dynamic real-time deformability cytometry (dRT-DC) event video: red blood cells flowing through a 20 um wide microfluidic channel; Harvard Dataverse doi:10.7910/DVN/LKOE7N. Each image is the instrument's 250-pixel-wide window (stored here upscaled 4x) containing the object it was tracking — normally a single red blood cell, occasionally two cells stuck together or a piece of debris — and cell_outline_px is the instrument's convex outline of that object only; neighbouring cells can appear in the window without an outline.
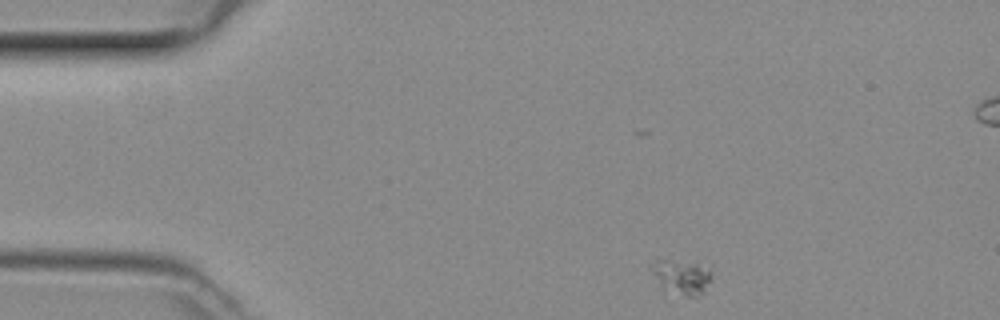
{"species": "common noctule bat (a hibernating species)", "species_latin": "Nyctalus noctula", "temperature_condition": "room temperature", "stored_images_in_passage": 44, "camera_frame_rate_fps": 3000, "um_per_image_px": 0.085, "animal": {"sex": "female", "body_mass_g": 29.2, "forearm_length_mm": 56.3}, "frame": {"image": 1, "passage_image": 1, "time_ms": 0.0, "image_size_px": [1000, 320], "cell_outline_px": [[712, 280], [704, 292], [696, 296], [684, 296], [660, 288], [648, 268], [656, 260], [668, 260], [696, 264], [708, 268], [712, 272]], "centroid_in_image_um": [57.9, 23.56], "position_along_channel_um": 27.1, "area_um2": 12.25}}
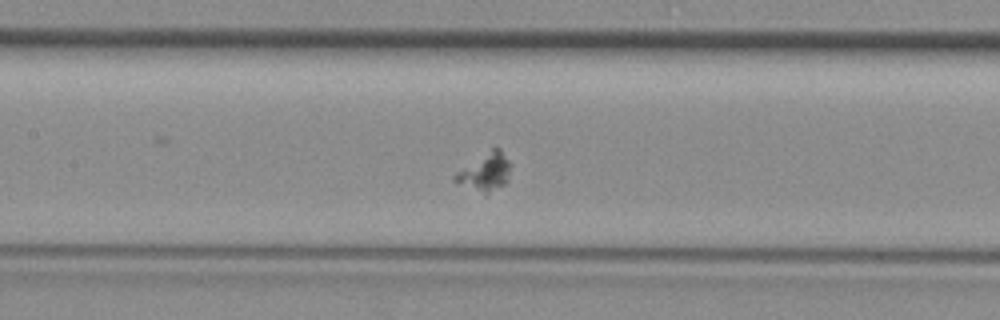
{"frame": {"image": 2, "passage_image": 16, "time_ms": 5.0, "image_size_px": [1000, 320], "cell_outline_px": [[512, 164], [508, 180], [504, 184], [484, 196], [456, 184], [452, 180], [452, 176], [456, 172], [492, 148], [500, 148]], "centroid_in_image_um": [41.21, 14.67], "position_along_channel_um": 166.2, "area_um2": 12.66}}
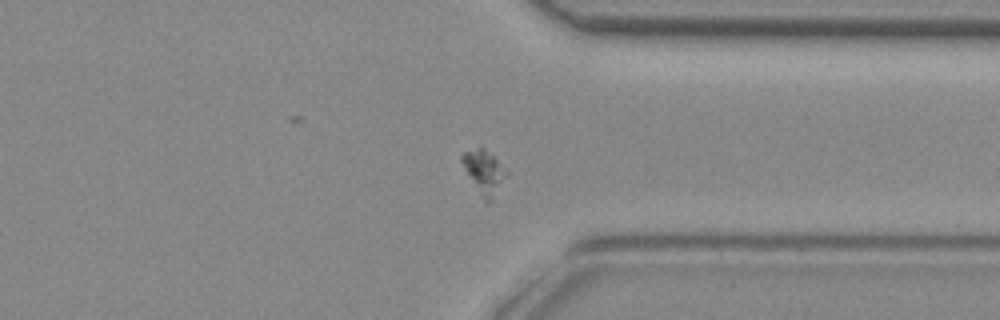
{"frame": {"image": 3, "passage_image": 31, "time_ms": 10.0, "image_size_px": [1000, 320], "cell_outline_px": [[508, 176], [492, 200], [488, 204], [484, 200], [464, 168], [460, 160], [460, 156], [464, 152], [480, 144], [508, 172]], "centroid_in_image_um": [41.14, 14.59], "position_along_channel_um": 370.3, "area_um2": 11.21}}